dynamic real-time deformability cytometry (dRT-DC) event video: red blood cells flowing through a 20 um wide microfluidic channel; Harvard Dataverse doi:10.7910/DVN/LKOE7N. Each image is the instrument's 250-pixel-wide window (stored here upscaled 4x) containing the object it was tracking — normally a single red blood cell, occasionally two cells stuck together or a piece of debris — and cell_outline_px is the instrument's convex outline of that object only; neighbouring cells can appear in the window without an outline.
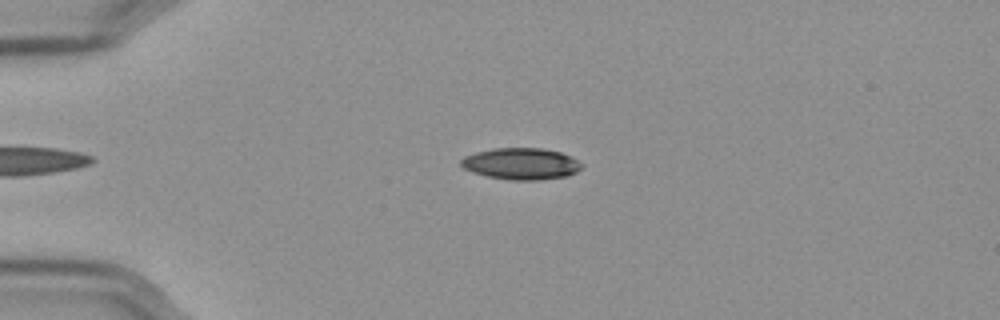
{"species": "Egyptian fruit bat (a non-hibernating species)", "species_latin": "Rousettus aegyptiacus", "temperature_condition": "cold", "stored_images_in_passage": 47, "camera_frame_rate_fps": 3000, "um_per_image_px": 0.085, "frame": {"image": 1, "passage_image": 4, "time_ms": 1.0, "image_size_px": [1000, 320], "cell_outline_px": [[584, 164], [576, 172], [568, 176], [536, 180], [512, 180], [488, 176], [472, 172], [464, 168], [460, 164], [460, 160], [464, 156], [476, 152], [496, 148], [544, 148], [560, 152], [572, 156]], "centroid_in_image_um": [44.32, 13.91], "position_along_channel_um": 40.7, "area_um2": 22.25}}
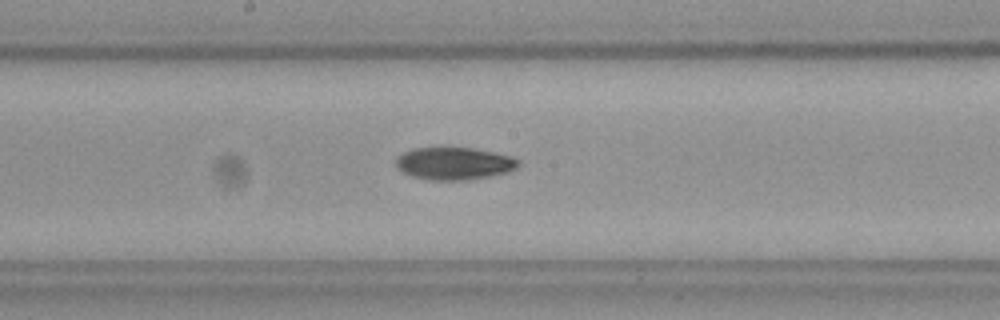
{"frame": {"image": 2, "passage_image": 21, "time_ms": 6.667, "image_size_px": [1000, 320], "cell_outline_px": [[520, 164], [516, 168], [508, 172], [468, 180], [428, 180], [412, 176], [396, 168], [396, 156], [412, 148], [440, 144], [472, 148], [512, 156], [520, 160]], "centroid_in_image_um": [38.55, 13.85], "position_along_channel_um": 209.6, "area_um2": 24.04}}
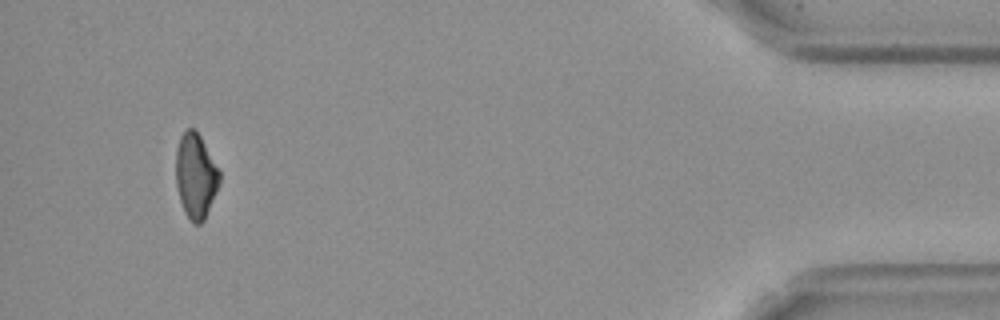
{"frame": {"image": 3, "passage_image": 44, "time_ms": 14.333, "image_size_px": [1000, 320], "cell_outline_px": [[220, 184], [204, 220], [200, 224], [196, 224], [184, 212], [180, 200], [176, 184], [176, 152], [180, 136], [188, 128], [196, 128], [220, 172]], "centroid_in_image_um": [16.63, 14.93], "position_along_channel_um": 418.6, "area_um2": 21.44}, "authors_computed_cell_mechanics": {"area_um2": 22.831, "velocity_mm_per_s": 3.5853, "shape_relaxation_time_tau1_ms": 11.3874, "shape_relaxation_time_tau2_ms": null, "deformation_change_tau1": 0.2157, "deformation_change_tau2": null}}